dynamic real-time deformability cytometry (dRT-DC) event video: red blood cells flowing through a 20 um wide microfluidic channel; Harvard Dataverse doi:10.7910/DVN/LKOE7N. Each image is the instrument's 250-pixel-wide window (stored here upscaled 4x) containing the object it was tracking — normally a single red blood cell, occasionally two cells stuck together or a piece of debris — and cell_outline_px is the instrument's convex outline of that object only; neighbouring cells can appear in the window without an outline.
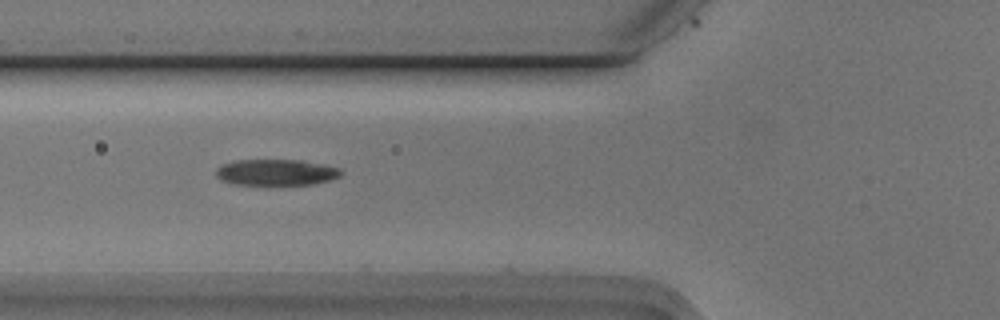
{"species": "Egyptian fruit bat (a non-hibernating species)", "species_latin": "Rousettus aegyptiacus", "temperature_condition": "cold", "stored_images_in_passage": 5, "camera_frame_rate_fps": 3000, "um_per_image_px": 0.085, "animal": {"sex": "male"}, "frame": {"image": 1, "passage_image": 2, "time_ms": 0.333, "image_size_px": [1000, 320], "cell_outline_px": [[344, 172], [340, 176], [328, 180], [312, 184], [268, 188], [232, 184], [220, 180], [216, 176], [216, 168], [220, 164], [236, 160], [300, 160], [324, 164], [340, 168]], "centroid_in_image_um": [23.42, 14.7], "position_along_channel_um": 102.4, "area_um2": 20.23}}
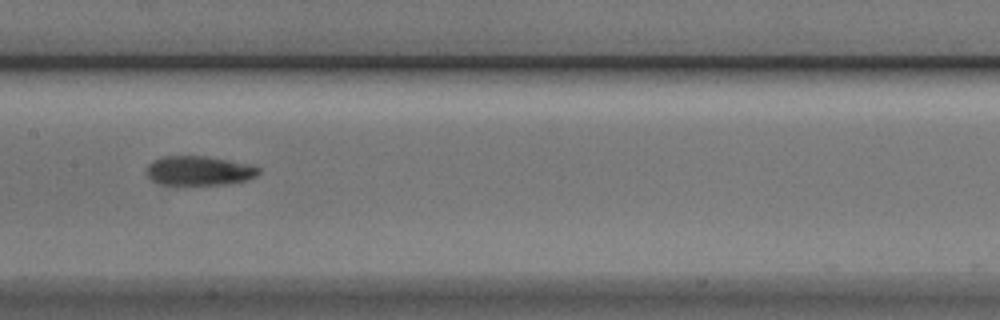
{"frame": {"image": 2, "passage_image": 4, "time_ms": 1.0, "image_size_px": [1000, 320], "cell_outline_px": [[260, 172], [256, 176], [248, 180], [228, 184], [160, 184], [152, 180], [148, 176], [148, 164], [164, 156], [204, 156], [252, 164], [260, 168]], "centroid_in_image_um": [16.99, 14.51], "position_along_channel_um": 190.4, "area_um2": 19.02}}
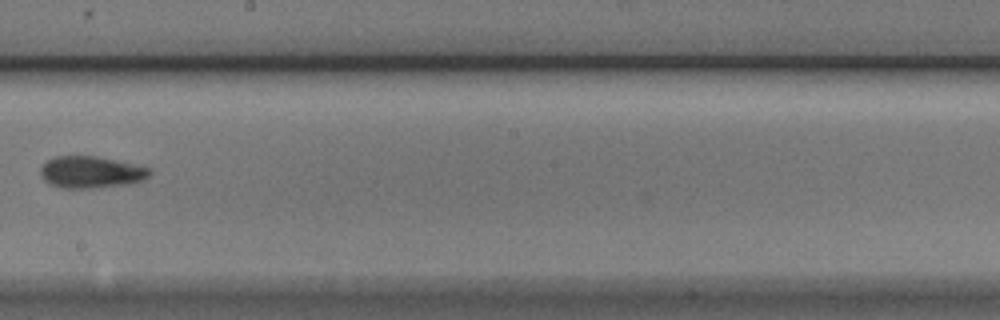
{"frame": {"image": 3, "passage_image": 5, "time_ms": 1.333, "image_size_px": [1000, 320], "cell_outline_px": [[152, 172], [144, 180], [132, 184], [92, 188], [60, 188], [44, 180], [40, 172], [40, 168], [48, 160], [56, 156], [96, 156], [152, 168]], "centroid_in_image_um": [7.77, 14.64], "position_along_channel_um": 240.4, "area_um2": 20.29}}